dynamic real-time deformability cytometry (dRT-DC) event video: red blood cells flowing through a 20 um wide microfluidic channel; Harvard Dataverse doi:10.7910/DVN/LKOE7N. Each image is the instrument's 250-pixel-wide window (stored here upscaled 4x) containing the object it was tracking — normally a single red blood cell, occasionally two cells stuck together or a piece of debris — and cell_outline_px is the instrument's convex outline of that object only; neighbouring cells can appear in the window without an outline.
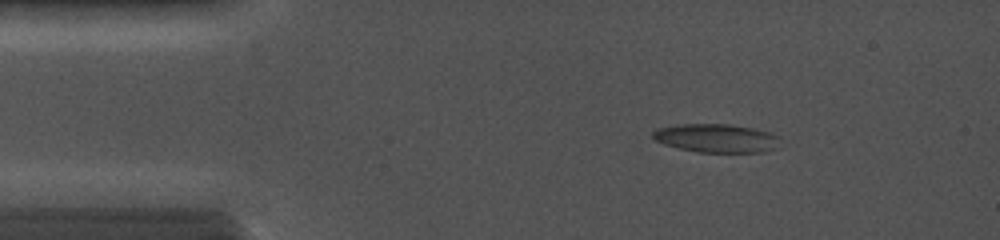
{"species": "common noctule bat (a hibernating species)", "species_latin": "Nyctalus noctula", "temperature_condition": "cold", "stored_images_in_passage": 17, "camera_frame_rate_fps": 5000, "um_per_image_px": 0.085, "animal": {"sex": "female", "body_mass_g": 19.0, "forearm_length_mm": 56.7}, "frame": {"image": 1, "passage_image": 4, "time_ms": 1.2, "image_size_px": [1000, 240], "cell_outline_px": [[780, 136], [776, 148], [764, 152], [696, 152], [664, 144], [656, 140], [652, 136], [652, 132], [656, 128], [680, 124], [728, 124], [752, 128], [768, 132]], "centroid_in_image_um": [60.88, 11.74], "position_along_channel_um": 24.1, "area_um2": 21.1}}
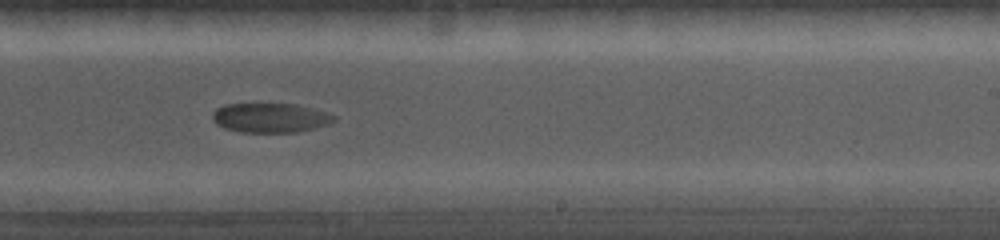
{"frame": {"image": 2, "passage_image": 12, "time_ms": 8.6, "image_size_px": [1000, 240], "cell_outline_px": [[336, 120], [328, 124], [296, 132], [240, 132], [224, 128], [216, 124], [212, 120], [212, 112], [216, 108], [224, 104], [296, 104], [324, 112], [336, 116]], "centroid_in_image_um": [22.91, 10.01], "position_along_channel_um": 266.1, "area_um2": 20.75}}
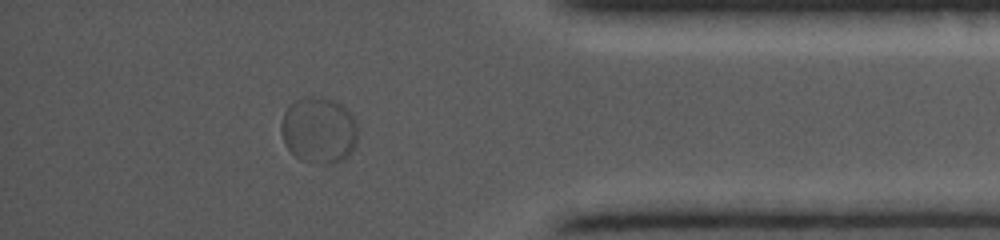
{"frame": {"image": 3, "passage_image": 16, "time_ms": 12.4, "image_size_px": [1000, 240], "cell_outline_px": [[356, 144], [348, 156], [344, 160], [332, 164], [320, 164], [300, 160], [288, 148], [280, 132], [280, 128], [284, 112], [296, 100], [312, 96], [336, 100], [356, 120]], "centroid_in_image_um": [27.1, 11.09], "position_along_channel_um": 408.1, "area_um2": 29.48}}